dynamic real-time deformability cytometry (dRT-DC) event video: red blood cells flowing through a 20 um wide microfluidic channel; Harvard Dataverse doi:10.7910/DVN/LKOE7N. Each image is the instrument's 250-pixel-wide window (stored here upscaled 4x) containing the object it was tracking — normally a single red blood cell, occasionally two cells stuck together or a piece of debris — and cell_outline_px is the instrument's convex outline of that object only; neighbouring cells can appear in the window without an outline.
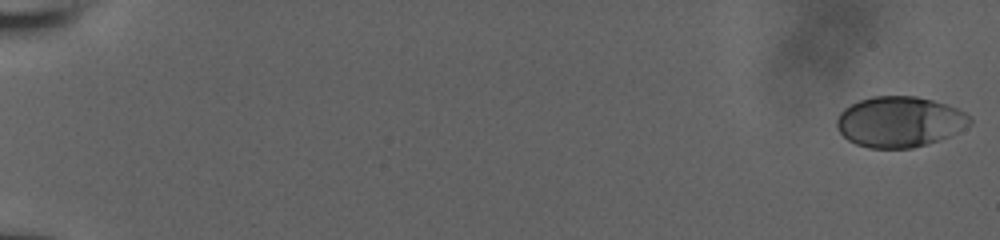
{"species": "human", "species_latin": "Homo sapiens", "temperature_condition": "room temperature", "stored_images_in_passage": 56, "camera_frame_rate_fps": 3000, "um_per_image_px": 0.085, "donor": {"sex": "male"}, "frame": {"image": 1, "passage_image": 1, "time_ms": 0.0, "image_size_px": [1000, 240], "cell_outline_px": [[972, 124], [948, 136], [912, 148], [868, 148], [856, 144], [848, 140], [840, 132], [836, 124], [836, 120], [840, 112], [844, 108], [860, 100], [872, 96], [916, 96], [932, 100], [956, 108], [972, 116]], "centroid_in_image_um": [76.45, 10.34], "position_along_channel_um": 8.5, "area_um2": 39.07}}
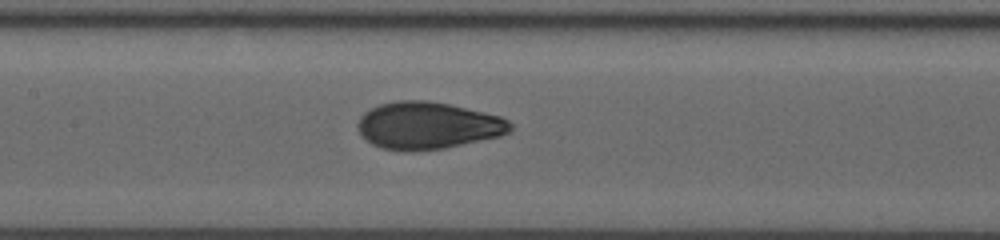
{"frame": {"image": 2, "passage_image": 30, "time_ms": 9.667, "image_size_px": [1000, 240], "cell_outline_px": [[512, 128], [508, 132], [500, 136], [444, 148], [404, 152], [380, 148], [372, 144], [360, 136], [356, 128], [356, 124], [360, 116], [364, 112], [380, 104], [396, 100], [428, 100], [448, 104], [484, 112], [500, 116], [508, 120], [512, 124]], "centroid_in_image_um": [36.3, 10.67], "position_along_channel_um": 171.1, "area_um2": 42.19}}
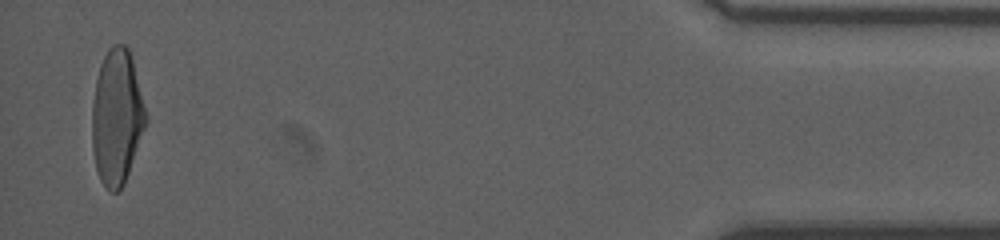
{"frame": {"image": 3, "passage_image": 55, "time_ms": 18.0, "image_size_px": [1000, 240], "cell_outline_px": [[148, 120], [124, 184], [116, 192], [112, 192], [100, 180], [96, 168], [92, 148], [92, 104], [96, 80], [100, 64], [108, 48], [112, 44], [124, 44], [128, 48], [132, 60], [148, 116]], "centroid_in_image_um": [9.93, 9.94], "position_along_channel_um": 425.3, "area_um2": 42.31}, "authors_computed_cell_mechanics": {"area_um2": 40.9802, "velocity_mm_per_s": 3.9318, "shape_relaxation_time_tau1_ms": 3.8435, "shape_relaxation_time_tau2_ms": null, "deformation_change_tau1": 0.1787, "deformation_change_tau2": null}}